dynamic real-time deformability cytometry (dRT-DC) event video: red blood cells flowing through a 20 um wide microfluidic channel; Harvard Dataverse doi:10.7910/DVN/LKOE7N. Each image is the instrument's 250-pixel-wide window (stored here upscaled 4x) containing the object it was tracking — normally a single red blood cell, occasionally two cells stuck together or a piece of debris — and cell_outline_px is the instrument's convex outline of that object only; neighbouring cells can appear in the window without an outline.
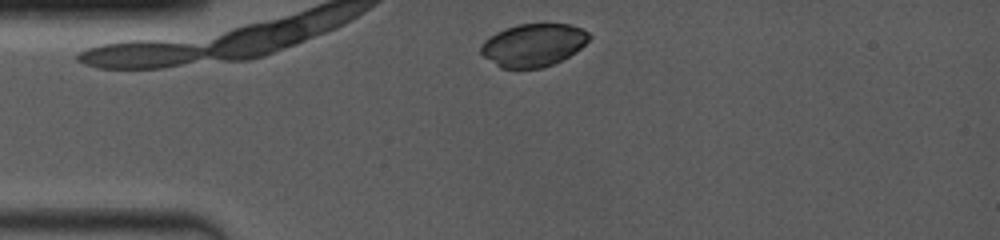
{"species": "common noctule bat (a hibernating species)", "species_latin": "Nyctalus noctula", "temperature_condition": "room temperature", "stored_images_in_passage": 5, "camera_frame_rate_fps": 4000, "um_per_image_px": 0.085, "animal": {"sex": "female", "body_mass_g": 19.0, "forearm_length_mm": 53.3}, "frame": {"image": 1, "passage_image": 1, "time_ms": 0.0, "image_size_px": [1000, 240], "cell_outline_px": [[592, 36], [576, 52], [552, 64], [540, 68], [500, 68], [484, 56], [480, 52], [480, 44], [484, 40], [496, 32], [504, 28], [516, 24], [568, 24], [580, 28], [588, 32]], "centroid_in_image_um": [45.3, 3.82], "position_along_channel_um": 39.7, "area_um2": 26.93}}
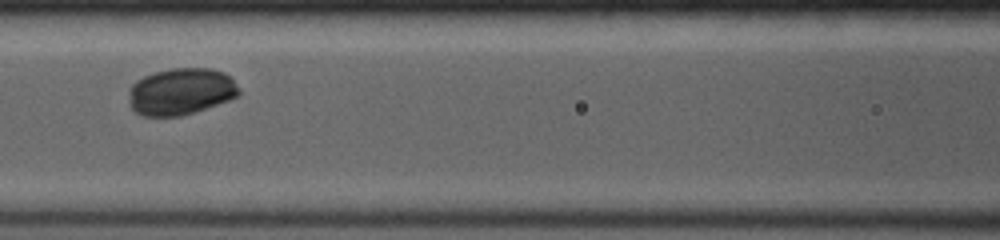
{"frame": {"image": 2, "passage_image": 4, "time_ms": 3.5, "image_size_px": [1000, 240], "cell_outline_px": [[240, 96], [180, 116], [144, 116], [136, 112], [128, 104], [128, 92], [132, 84], [136, 80], [144, 76], [156, 72], [172, 68], [208, 68], [224, 72], [240, 88]], "centroid_in_image_um": [15.35, 7.77], "position_along_channel_um": 151.3, "area_um2": 30.0}}
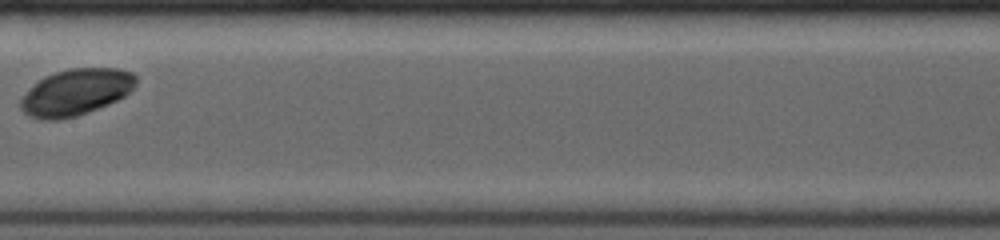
{"frame": {"image": 3, "passage_image": 5, "time_ms": 4.75, "image_size_px": [1000, 240], "cell_outline_px": [[136, 84], [124, 96], [108, 104], [88, 112], [76, 116], [56, 120], [40, 120], [28, 116], [20, 108], [20, 100], [44, 76], [56, 72], [72, 68], [116, 68], [132, 72], [136, 76]], "centroid_in_image_um": [6.46, 7.84], "position_along_channel_um": 200.9, "area_um2": 30.87}}